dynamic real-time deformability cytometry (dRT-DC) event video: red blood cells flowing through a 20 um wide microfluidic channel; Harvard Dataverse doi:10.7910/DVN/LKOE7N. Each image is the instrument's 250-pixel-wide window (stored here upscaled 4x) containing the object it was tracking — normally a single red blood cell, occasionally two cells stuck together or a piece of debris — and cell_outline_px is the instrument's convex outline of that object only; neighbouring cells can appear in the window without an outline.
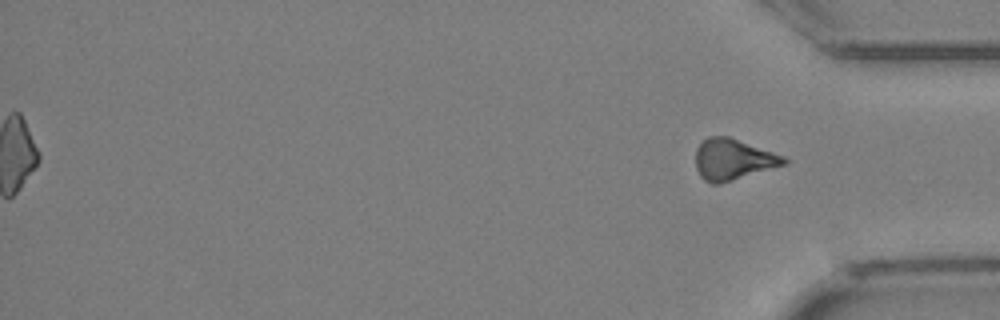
{"species": "Egyptian fruit bat (a non-hibernating species)", "species_latin": "Rousettus aegyptiacus", "temperature_condition": "cold", "stored_images_in_passage": 33, "segment_of_instrument_passage": [2, 2], "camera_frame_rate_fps": 3000, "um_per_image_px": 0.085, "animal": {"sex": "female"}, "frame": {"image": 1, "passage_image": 33, "time_ms": 10.667, "image_size_px": [1000, 320], "cell_outline_px": [[788, 164], [720, 184], [712, 184], [704, 180], [700, 176], [696, 168], [696, 148], [708, 136], [728, 136], [784, 156], [788, 160]], "centroid_in_image_um": [62.31, 13.56], "position_along_channel_um": 372.9, "area_um2": 21.15}}